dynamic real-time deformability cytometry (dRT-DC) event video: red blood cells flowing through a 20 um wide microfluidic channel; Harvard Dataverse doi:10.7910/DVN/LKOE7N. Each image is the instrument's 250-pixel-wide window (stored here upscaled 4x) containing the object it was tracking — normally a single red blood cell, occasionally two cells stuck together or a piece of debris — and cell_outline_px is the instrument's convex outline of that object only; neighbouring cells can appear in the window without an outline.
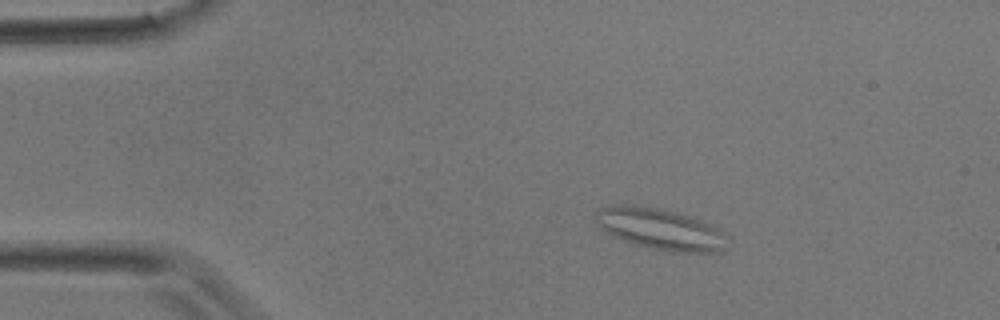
{"species": "common noctule bat (a hibernating species)", "species_latin": "Nyctalus noctula", "temperature_condition": "room temperature", "stored_images_in_passage": 4, "camera_frame_rate_fps": 3000, "um_per_image_px": 0.085, "animal": {"sex": "male", "body_mass_g": 17.9}, "frame": {"image": 1, "passage_image": 3, "time_ms": 2.333, "image_size_px": [1000, 320], "cell_outline_px": [[728, 236], [724, 248], [720, 252], [680, 252], [656, 248], [636, 244], [624, 240], [608, 232], [596, 220], [596, 212], [604, 208], [616, 204], [632, 204], [656, 208], [676, 212], [700, 220], [720, 228]], "centroid_in_image_um": [56.2, 19.46], "position_along_channel_um": 28.8, "area_um2": 30.92}}